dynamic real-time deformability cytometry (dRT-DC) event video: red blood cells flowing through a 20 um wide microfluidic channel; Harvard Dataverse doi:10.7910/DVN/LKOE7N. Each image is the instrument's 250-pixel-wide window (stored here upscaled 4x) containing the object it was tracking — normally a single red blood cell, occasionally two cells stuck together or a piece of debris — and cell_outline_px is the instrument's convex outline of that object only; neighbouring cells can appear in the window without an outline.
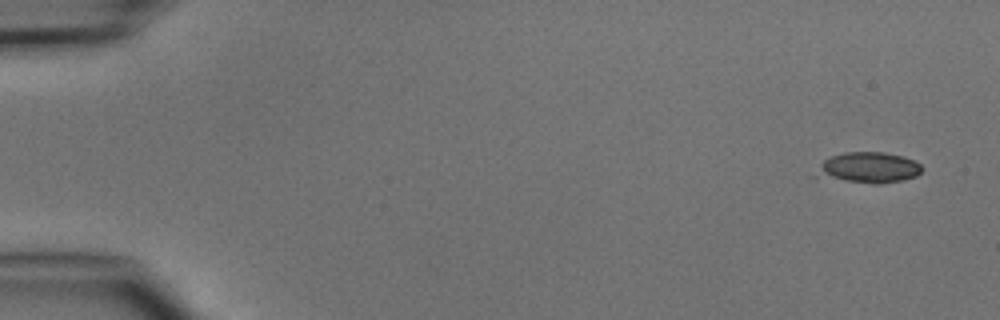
{"species": "common noctule bat (a hibernating species)", "species_latin": "Nyctalus noctula", "temperature_condition": "cold", "stored_images_in_passage": 6, "camera_frame_rate_fps": 3000, "um_per_image_px": 0.085, "animal": {"sex": "male", "body_mass_g": 15.6}, "frame": {"image": 1, "passage_image": 1, "time_ms": 0.0, "image_size_px": [1000, 320], "cell_outline_px": [[924, 168], [916, 176], [904, 180], [880, 184], [872, 184], [844, 180], [832, 176], [820, 164], [824, 160], [832, 156], [844, 152], [884, 152], [904, 156], [920, 164]], "centroid_in_image_um": [74.08, 14.22], "position_along_channel_um": 10.9, "area_um2": 17.92}}
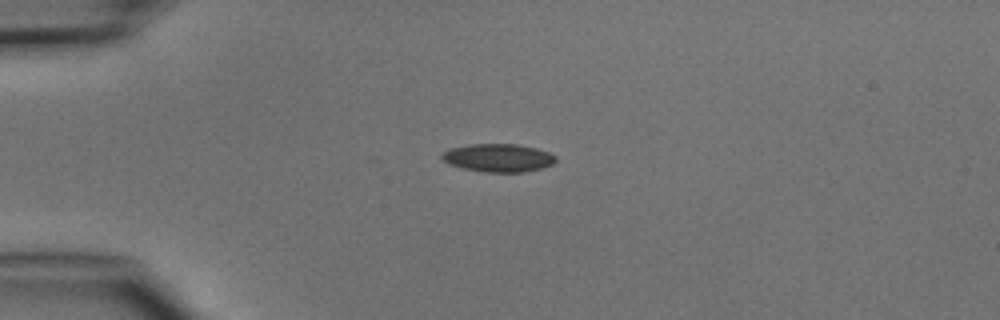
{"frame": {"image": 2, "passage_image": 4, "time_ms": 3.333, "image_size_px": [1000, 320], "cell_outline_px": [[556, 160], [552, 164], [540, 168], [524, 172], [484, 172], [460, 168], [448, 164], [440, 156], [448, 148], [468, 144], [516, 144], [536, 148], [548, 152], [556, 156]], "centroid_in_image_um": [42.31, 13.41], "position_along_channel_um": 42.7, "area_um2": 18.73}}